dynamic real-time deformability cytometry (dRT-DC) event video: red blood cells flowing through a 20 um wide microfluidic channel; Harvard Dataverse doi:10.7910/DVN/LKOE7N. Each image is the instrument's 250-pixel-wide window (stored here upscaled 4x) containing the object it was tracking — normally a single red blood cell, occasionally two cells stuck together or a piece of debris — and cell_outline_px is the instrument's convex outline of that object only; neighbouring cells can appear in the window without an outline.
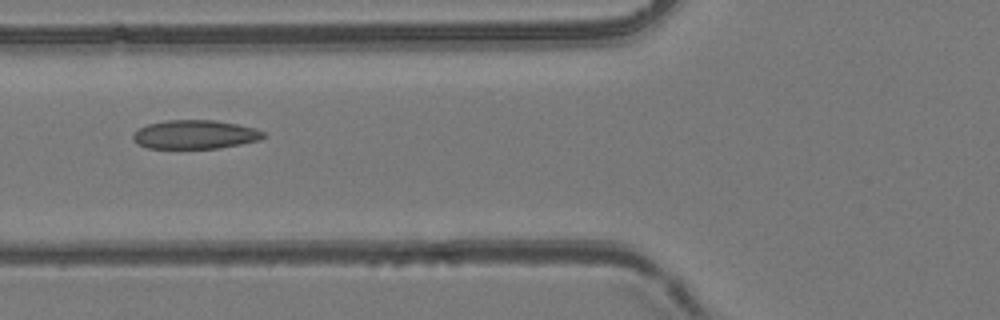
{"species": "common noctule bat (a hibernating species)", "species_latin": "Nyctalus noctula", "temperature_condition": "room temperature", "stored_images_in_passage": 39, "camera_frame_rate_fps": 3000, "um_per_image_px": 0.085, "animal": {"sex": "female", "body_mass_g": 24.6, "forearm_length_mm": 56.2}, "frame": {"image": 1, "passage_image": 17, "time_ms": 5.333, "image_size_px": [1000, 320], "cell_outline_px": [[268, 136], [260, 140], [220, 148], [148, 148], [136, 144], [132, 140], [132, 132], [148, 124], [168, 120], [216, 120], [256, 128], [264, 132]], "centroid_in_image_um": [16.58, 11.43], "position_along_channel_um": 109.2, "area_um2": 22.08}}
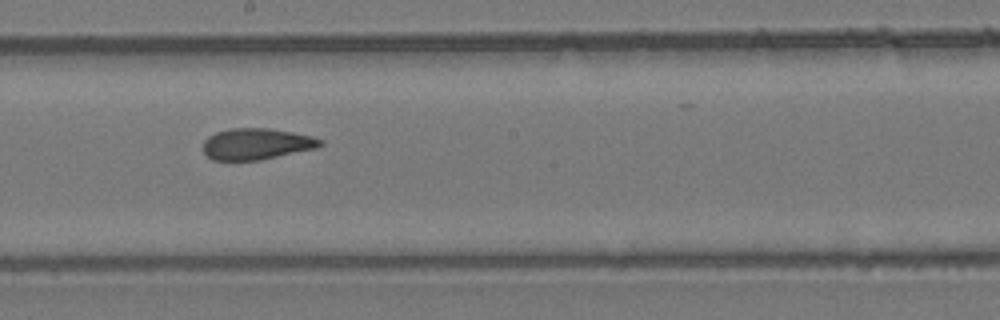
{"frame": {"image": 2, "passage_image": 26, "time_ms": 8.333, "image_size_px": [1000, 320], "cell_outline_px": [[324, 144], [316, 148], [260, 160], [212, 160], [204, 152], [204, 140], [208, 136], [216, 132], [232, 128], [268, 128], [292, 132], [312, 136], [324, 140]], "centroid_in_image_um": [21.82, 12.23], "position_along_channel_um": 226.4, "area_um2": 21.33}}
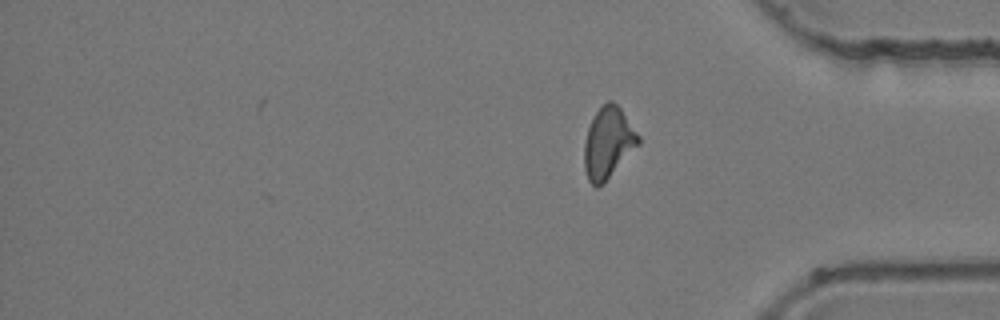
{"frame": {"image": 3, "passage_image": 39, "time_ms": 12.667, "image_size_px": [1000, 320], "cell_outline_px": [[640, 144], [604, 184], [596, 188], [588, 180], [584, 168], [584, 144], [588, 128], [596, 112], [608, 100], [612, 100], [620, 108], [640, 136]], "centroid_in_image_um": [51.7, 12.18], "position_along_channel_um": 383.5, "area_um2": 22.48}, "authors_computed_cell_mechanics": {"area_um2": 22.3108, "velocity_mm_per_s": 3.9013, "shape_relaxation_time_tau1_ms": null, "shape_relaxation_time_tau2_ms": 1.6955, "deformation_change_tau1": null, "deformation_change_tau2": 0.0743}}